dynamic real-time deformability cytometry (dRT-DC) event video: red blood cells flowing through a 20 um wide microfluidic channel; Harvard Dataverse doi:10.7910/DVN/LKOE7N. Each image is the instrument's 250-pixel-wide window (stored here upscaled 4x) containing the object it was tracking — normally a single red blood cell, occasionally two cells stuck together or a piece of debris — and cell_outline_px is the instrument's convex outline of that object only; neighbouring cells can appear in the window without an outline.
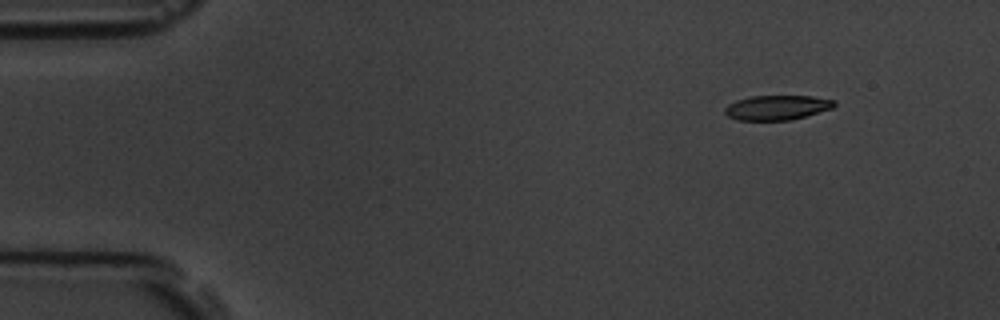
{"species": "common noctule bat (a hibernating species)", "species_latin": "Nyctalus noctula", "temperature_condition": "room temperature", "stored_images_in_passage": 4, "camera_frame_rate_fps": 3000, "um_per_image_px": 0.085, "animal": {"sex": "male", "body_mass_g": 19.5, "forearm_length_mm": 54.6}, "frame": {"image": 1, "passage_image": 1, "time_ms": 0.0, "image_size_px": [1000, 320], "cell_outline_px": [[836, 104], [832, 108], [792, 120], [736, 120], [728, 116], [724, 112], [724, 108], [728, 104], [736, 100], [752, 96], [812, 96], [836, 100]], "centroid_in_image_um": [66.04, 9.14], "position_along_channel_um": 19.0, "area_um2": 15.78}}
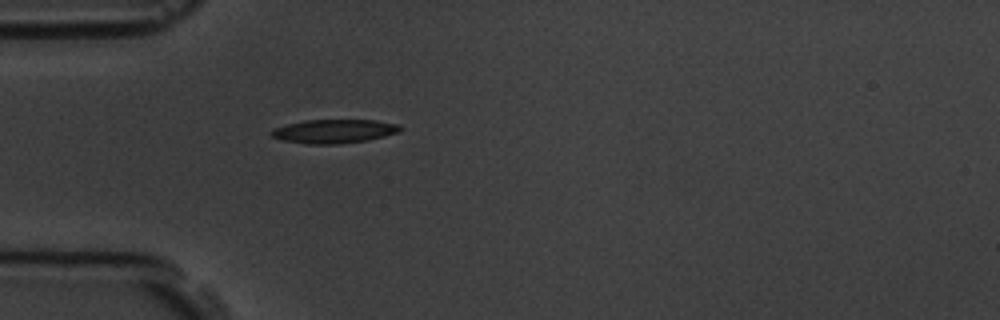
{"frame": {"image": 2, "passage_image": 4, "time_ms": 3.333, "image_size_px": [1000, 320], "cell_outline_px": [[404, 128], [400, 132], [368, 140], [336, 144], [308, 144], [284, 140], [272, 136], [268, 132], [276, 128], [288, 124], [304, 120], [376, 120], [400, 124]], "centroid_in_image_um": [28.46, 11.15], "position_along_channel_um": 56.5, "area_um2": 17.86}}